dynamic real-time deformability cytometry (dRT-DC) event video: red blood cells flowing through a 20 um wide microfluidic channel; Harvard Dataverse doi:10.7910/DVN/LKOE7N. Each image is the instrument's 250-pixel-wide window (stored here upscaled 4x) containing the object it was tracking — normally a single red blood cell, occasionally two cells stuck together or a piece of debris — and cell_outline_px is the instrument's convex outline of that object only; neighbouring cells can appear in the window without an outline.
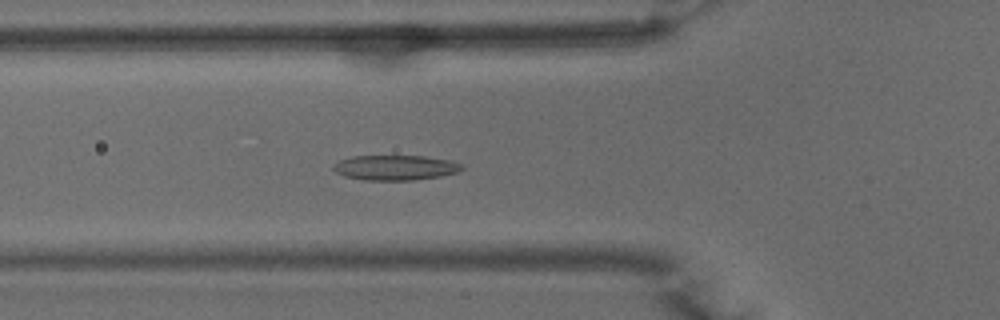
{"species": "common noctule bat (a hibernating species)", "species_latin": "Nyctalus noctula", "temperature_condition": "warm", "stored_images_in_passage": 51, "camera_frame_rate_fps": 3000, "um_per_image_px": 0.085, "animal": {"sex": "male", "body_mass_g": 15.6}, "frame": {"image": 1, "passage_image": 18, "time_ms": 5.667, "image_size_px": [1000, 320], "cell_outline_px": [[464, 168], [456, 172], [440, 176], [412, 180], [364, 180], [344, 176], [336, 172], [332, 168], [340, 160], [352, 156], [424, 156], [452, 160], [460, 164]], "centroid_in_image_um": [33.6, 14.24], "position_along_channel_um": 92.2, "area_um2": 18.61}}
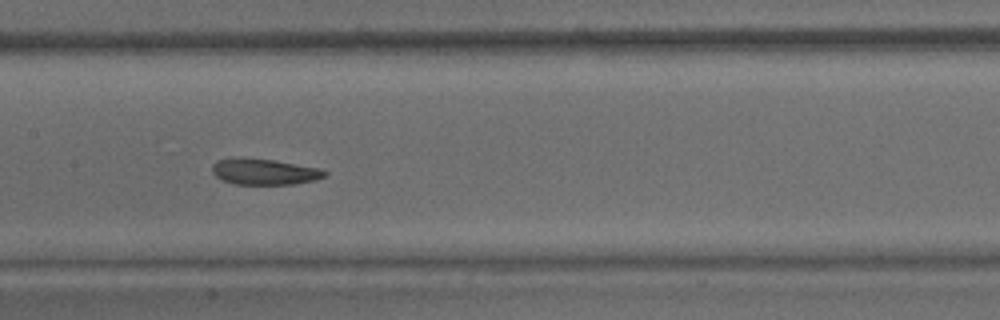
{"frame": {"image": 2, "passage_image": 25, "time_ms": 8.0, "image_size_px": [1000, 320], "cell_outline_px": [[328, 172], [324, 176], [316, 180], [296, 184], [236, 184], [224, 180], [216, 176], [212, 172], [212, 164], [216, 160], [236, 156], [276, 160], [320, 168]], "centroid_in_image_um": [22.46, 14.57], "position_along_channel_um": 184.9, "area_um2": 17.34}}
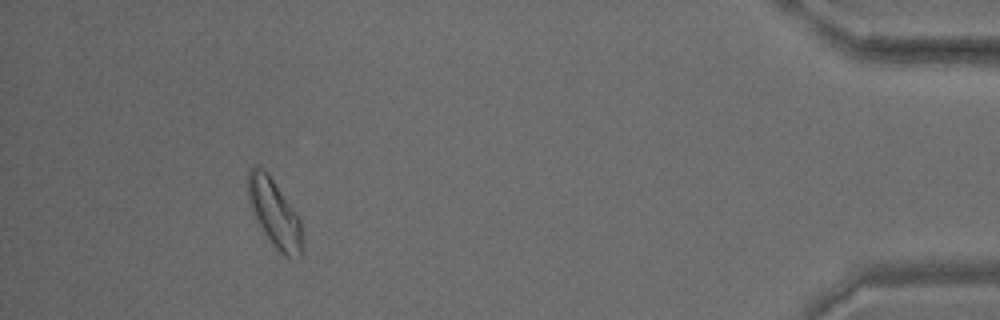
{"frame": {"image": 3, "passage_image": 47, "time_ms": 15.333, "image_size_px": [1000, 320], "cell_outline_px": [[300, 260], [284, 256], [272, 244], [256, 220], [252, 212], [248, 200], [248, 168], [260, 164], [268, 172], [300, 216]], "centroid_in_image_um": [23.3, 18.05], "position_along_channel_um": 411.9, "area_um2": 21.56}, "authors_computed_cell_mechanics": {"area_um2": 19.074, "velocity_mm_per_s": 3.9576, "shape_relaxation_time_tau1_ms": null, "shape_relaxation_time_tau2_ms": 3.8436, "deformation_change_tau1": null, "deformation_change_tau2": 0.103}}